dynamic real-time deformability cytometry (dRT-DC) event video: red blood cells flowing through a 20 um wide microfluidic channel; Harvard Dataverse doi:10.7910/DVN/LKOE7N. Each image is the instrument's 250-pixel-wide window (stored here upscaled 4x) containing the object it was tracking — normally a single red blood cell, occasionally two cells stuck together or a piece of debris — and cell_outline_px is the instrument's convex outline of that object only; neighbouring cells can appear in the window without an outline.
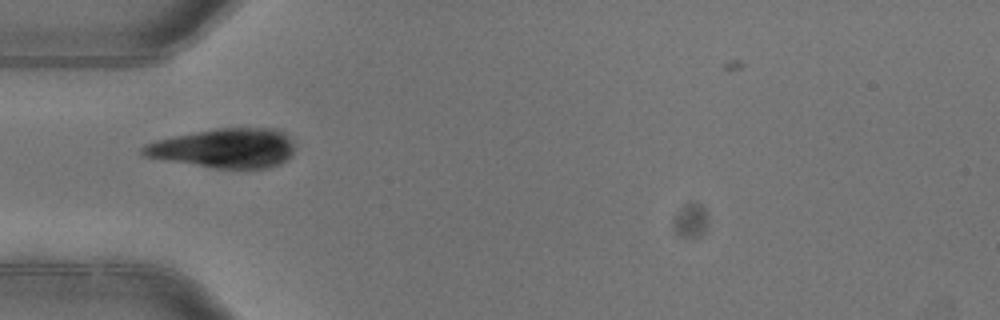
{"species": "common noctule bat (a hibernating species)", "species_latin": "Nyctalus noctula", "temperature_condition": "warm", "stored_images_in_passage": 4, "camera_frame_rate_fps": 3000, "um_per_image_px": 0.085, "animal": {"sex": "female"}, "frame": {"image": 1, "passage_image": 1, "time_ms": 0.0, "image_size_px": [1000, 320], "cell_outline_px": [[292, 156], [288, 160], [280, 164], [268, 168], [212, 168], [144, 156], [140, 152], [140, 148], [144, 144], [156, 140], [216, 128], [280, 128], [292, 140]], "centroid_in_image_um": [19.1, 12.59], "position_along_channel_um": 65.9, "area_um2": 34.91}}